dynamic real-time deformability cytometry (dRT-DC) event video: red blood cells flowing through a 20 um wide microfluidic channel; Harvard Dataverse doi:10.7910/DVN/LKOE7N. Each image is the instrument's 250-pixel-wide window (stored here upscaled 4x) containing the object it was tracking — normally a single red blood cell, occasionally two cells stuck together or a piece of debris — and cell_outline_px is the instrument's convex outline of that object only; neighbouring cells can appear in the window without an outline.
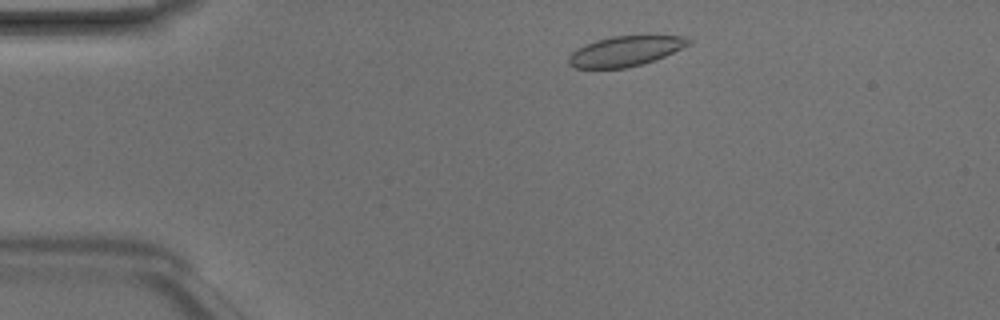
{"species": "Egyptian fruit bat (a non-hibernating species)", "species_latin": "Rousettus aegyptiacus", "temperature_condition": "room temperature", "stored_images_in_passage": 43, "camera_frame_rate_fps": 3000, "um_per_image_px": 0.085, "animal": {"sex": "male"}, "frame": {"image": 1, "passage_image": 4, "time_ms": 1.0, "image_size_px": [1000, 320], "cell_outline_px": [[692, 44], [656, 60], [644, 64], [628, 68], [576, 68], [568, 64], [568, 56], [576, 48], [584, 44], [596, 40], [612, 36], [680, 36], [692, 40]], "centroid_in_image_um": [53.15, 4.36], "position_along_channel_um": 31.9, "area_um2": 21.21}}
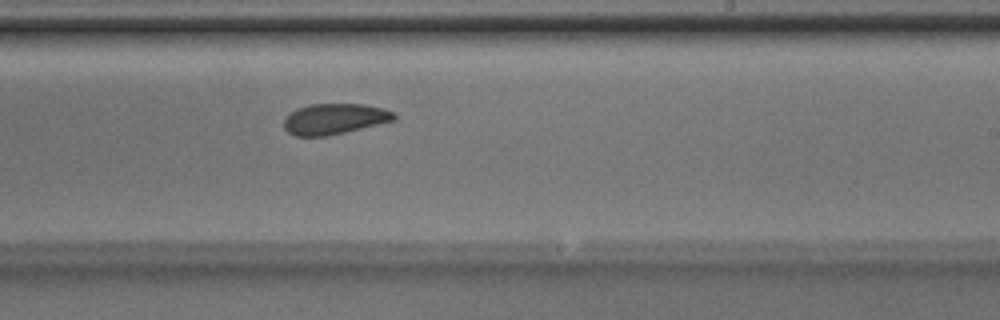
{"frame": {"image": 2, "passage_image": 24, "time_ms": 7.667, "image_size_px": [1000, 320], "cell_outline_px": [[396, 120], [328, 136], [296, 136], [288, 132], [284, 128], [284, 120], [288, 112], [296, 108], [308, 104], [364, 104], [384, 108], [396, 112]], "centroid_in_image_um": [28.43, 10.1], "position_along_channel_um": 260.6, "area_um2": 20.0}}
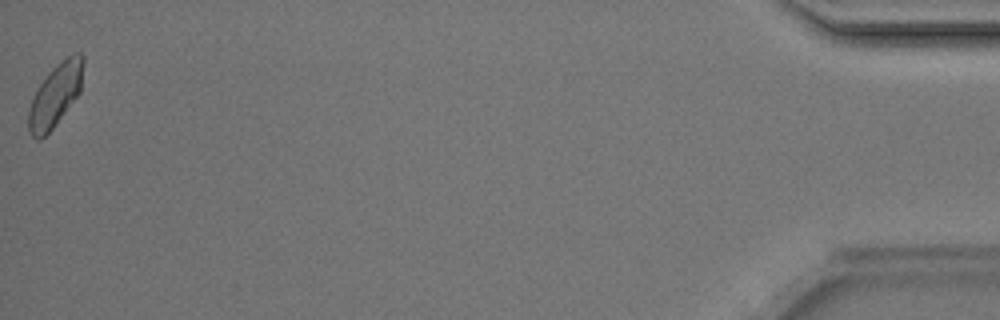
{"frame": {"image": 3, "passage_image": 43, "time_ms": 14.0, "image_size_px": [1000, 320], "cell_outline_px": [[84, 64], [80, 92], [52, 128], [40, 140], [36, 140], [28, 132], [28, 108], [40, 84], [48, 72], [56, 64], [72, 52], [80, 52], [84, 56]], "centroid_in_image_um": [4.71, 8.05], "position_along_channel_um": 430.5, "area_um2": 20.0}, "authors_computed_cell_mechanics": {"area_um2": 20.519, "velocity_mm_per_s": 4.1844, "shape_relaxation_time_tau1_ms": 2.6938, "shape_relaxation_time_tau2_ms": 1.8882, "deformation_change_tau1": 0.068, "deformation_change_tau2": 0.0561}}